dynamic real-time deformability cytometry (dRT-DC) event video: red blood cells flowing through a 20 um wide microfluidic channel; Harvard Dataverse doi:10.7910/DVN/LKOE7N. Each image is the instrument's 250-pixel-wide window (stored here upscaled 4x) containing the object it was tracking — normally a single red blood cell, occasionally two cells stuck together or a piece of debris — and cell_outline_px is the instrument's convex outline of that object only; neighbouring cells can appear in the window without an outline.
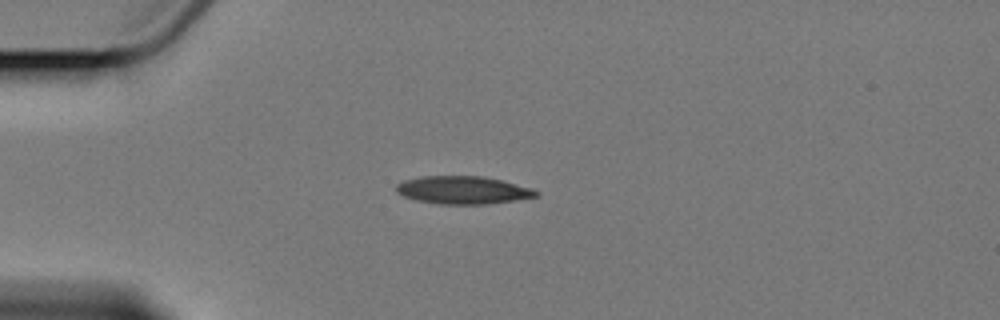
{"species": "Egyptian fruit bat (a non-hibernating species)", "species_latin": "Rousettus aegyptiacus", "temperature_condition": "cold", "stored_images_in_passage": 2, "camera_frame_rate_fps": 3000, "um_per_image_px": 0.085, "animal": {"sex": "female"}, "frame": {"image": 1, "passage_image": 1, "time_ms": 0.0, "image_size_px": [1000, 320], "cell_outline_px": [[540, 192], [536, 196], [488, 204], [440, 204], [420, 200], [404, 196], [396, 192], [396, 184], [404, 180], [424, 176], [480, 176], [500, 180], [532, 188]], "centroid_in_image_um": [39.33, 16.15], "position_along_channel_um": 45.7, "area_um2": 22.31}}